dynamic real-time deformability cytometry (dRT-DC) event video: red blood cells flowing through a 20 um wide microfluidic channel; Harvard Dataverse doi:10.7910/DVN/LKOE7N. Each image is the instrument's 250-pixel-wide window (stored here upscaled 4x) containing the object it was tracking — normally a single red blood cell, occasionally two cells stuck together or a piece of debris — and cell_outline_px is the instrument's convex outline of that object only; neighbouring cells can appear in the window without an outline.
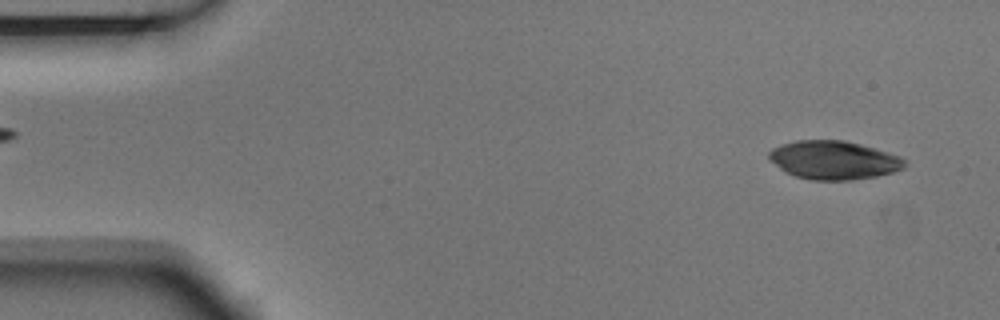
{"species": "Egyptian fruit bat (a non-hibernating species)", "species_latin": "Rousettus aegyptiacus", "temperature_condition": "room temperature", "stored_images_in_passage": 5, "segment_of_instrument_passage": [1, 2], "camera_frame_rate_fps": 3000, "um_per_image_px": 0.085, "animal": {"sex": "male"}, "frame": {"image": 1, "passage_image": 1, "time_ms": 0.0, "image_size_px": [1000, 320], "cell_outline_px": [[908, 164], [904, 168], [892, 172], [876, 176], [852, 180], [812, 180], [796, 176], [784, 172], [768, 156], [768, 152], [772, 148], [796, 140], [844, 140], [860, 144], [888, 152], [900, 156]], "centroid_in_image_um": [70.89, 13.61], "position_along_channel_um": 14.1, "area_um2": 30.35}}